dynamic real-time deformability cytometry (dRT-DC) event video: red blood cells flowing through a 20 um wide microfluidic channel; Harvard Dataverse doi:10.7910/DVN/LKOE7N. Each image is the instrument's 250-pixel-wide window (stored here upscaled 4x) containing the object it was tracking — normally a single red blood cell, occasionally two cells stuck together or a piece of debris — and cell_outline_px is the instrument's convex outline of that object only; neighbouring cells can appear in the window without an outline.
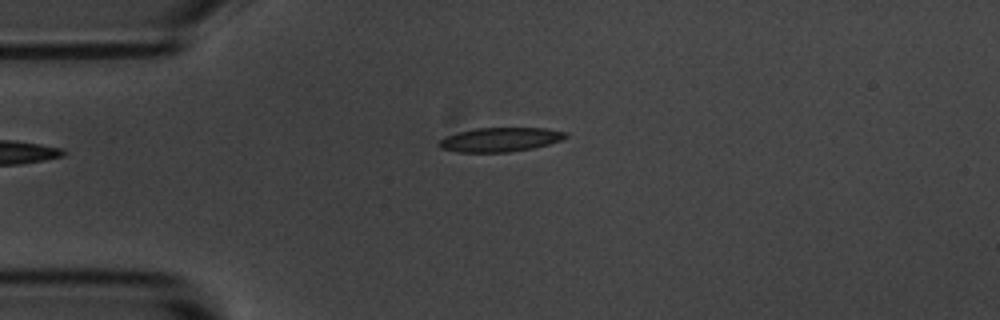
{"species": "common noctule bat (a hibernating species)", "species_latin": "Nyctalus noctula", "temperature_condition": "room temperature", "stored_images_in_passage": 1, "camera_frame_rate_fps": 3000, "um_per_image_px": 0.085, "animal": {"sex": "male", "body_mass_g": 20.1, "forearm_length_mm": 53.5}, "frame": {"image": 1, "passage_image": 1, "time_ms": 0.0, "image_size_px": [1000, 320], "cell_outline_px": [[568, 136], [560, 140], [548, 144], [532, 148], [508, 152], [460, 152], [440, 148], [436, 144], [444, 136], [456, 132], [476, 128], [544, 128], [568, 132]], "centroid_in_image_um": [42.47, 11.86], "position_along_channel_um": 42.5, "area_um2": 17.86}}